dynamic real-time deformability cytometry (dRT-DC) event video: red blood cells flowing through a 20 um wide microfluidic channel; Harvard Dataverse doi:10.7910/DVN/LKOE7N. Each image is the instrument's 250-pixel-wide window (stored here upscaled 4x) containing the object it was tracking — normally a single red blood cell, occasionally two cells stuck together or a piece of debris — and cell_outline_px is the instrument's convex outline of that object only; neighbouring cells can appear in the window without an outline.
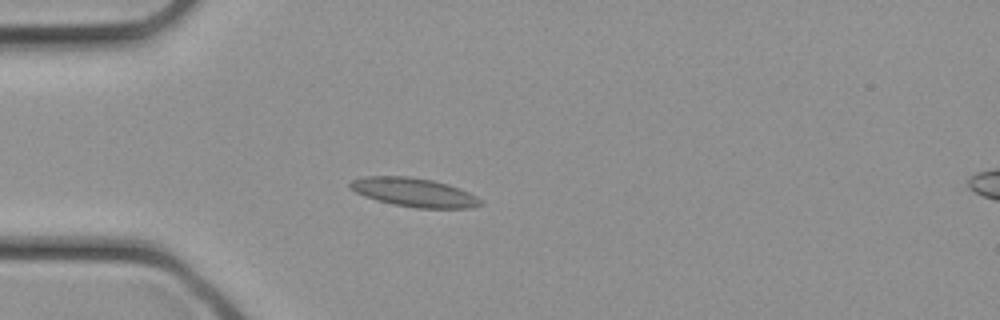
{"species": "common noctule bat (a hibernating species)", "species_latin": "Nyctalus noctula", "temperature_condition": "cold", "stored_images_in_passage": 12, "camera_frame_rate_fps": 3000, "um_per_image_px": 0.085, "animal": {"sex": "female", "body_mass_g": 21.9}, "frame": {"image": 1, "passage_image": 9, "time_ms": 2.667, "image_size_px": [1000, 320], "cell_outline_px": [[484, 204], [472, 208], [416, 208], [392, 204], [376, 200], [364, 196], [348, 188], [348, 184], [352, 180], [364, 176], [408, 176], [432, 180], [448, 184], [460, 188], [476, 196]], "centroid_in_image_um": [35.17, 16.35], "position_along_channel_um": 49.8, "area_um2": 22.02}}
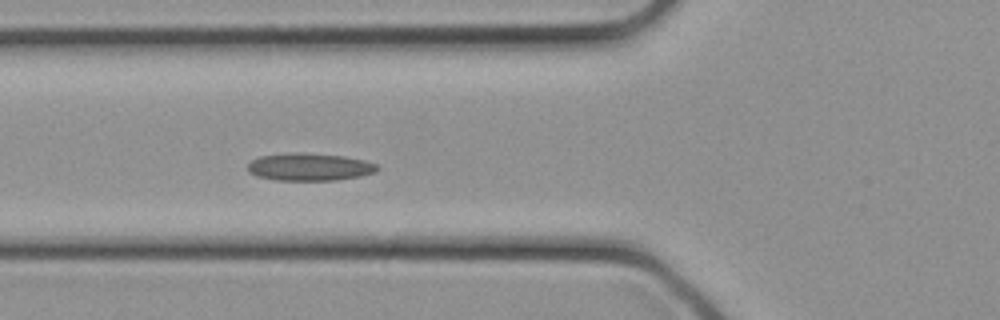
{"frame": {"image": 2, "passage_image": 12, "time_ms": 3.667, "image_size_px": [1000, 320], "cell_outline_px": [[380, 168], [376, 172], [360, 176], [336, 180], [276, 180], [256, 176], [248, 172], [248, 164], [252, 160], [260, 156], [284, 152], [304, 152], [344, 156], [364, 160], [376, 164]], "centroid_in_image_um": [26.29, 14.18], "position_along_channel_um": 99.5, "area_um2": 21.04}}